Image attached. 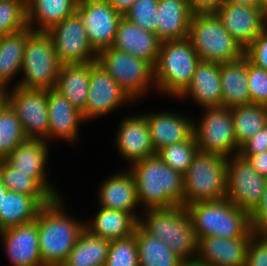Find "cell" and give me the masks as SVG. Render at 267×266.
Here are the masks:
<instances>
[{
	"label": "cell",
	"mask_w": 267,
	"mask_h": 266,
	"mask_svg": "<svg viewBox=\"0 0 267 266\" xmlns=\"http://www.w3.org/2000/svg\"><path fill=\"white\" fill-rule=\"evenodd\" d=\"M137 199L145 209L184 206L183 175L156 154L130 164Z\"/></svg>",
	"instance_id": "cell-1"
},
{
	"label": "cell",
	"mask_w": 267,
	"mask_h": 266,
	"mask_svg": "<svg viewBox=\"0 0 267 266\" xmlns=\"http://www.w3.org/2000/svg\"><path fill=\"white\" fill-rule=\"evenodd\" d=\"M64 201L61 196L54 198L39 209L35 219L44 266L65 262L85 230V222L67 215Z\"/></svg>",
	"instance_id": "cell-2"
},
{
	"label": "cell",
	"mask_w": 267,
	"mask_h": 266,
	"mask_svg": "<svg viewBox=\"0 0 267 266\" xmlns=\"http://www.w3.org/2000/svg\"><path fill=\"white\" fill-rule=\"evenodd\" d=\"M197 240L202 237L237 238L252 237L250 213L227 198L198 201L186 205Z\"/></svg>",
	"instance_id": "cell-3"
},
{
	"label": "cell",
	"mask_w": 267,
	"mask_h": 266,
	"mask_svg": "<svg viewBox=\"0 0 267 266\" xmlns=\"http://www.w3.org/2000/svg\"><path fill=\"white\" fill-rule=\"evenodd\" d=\"M138 225L149 235L166 243L184 261L197 258L198 240L185 206L145 209Z\"/></svg>",
	"instance_id": "cell-4"
},
{
	"label": "cell",
	"mask_w": 267,
	"mask_h": 266,
	"mask_svg": "<svg viewBox=\"0 0 267 266\" xmlns=\"http://www.w3.org/2000/svg\"><path fill=\"white\" fill-rule=\"evenodd\" d=\"M200 61L188 38L163 41L154 65L157 91L178 98L191 84Z\"/></svg>",
	"instance_id": "cell-5"
},
{
	"label": "cell",
	"mask_w": 267,
	"mask_h": 266,
	"mask_svg": "<svg viewBox=\"0 0 267 266\" xmlns=\"http://www.w3.org/2000/svg\"><path fill=\"white\" fill-rule=\"evenodd\" d=\"M187 38L204 61L225 64L245 55V50L227 32L215 13L193 14Z\"/></svg>",
	"instance_id": "cell-6"
},
{
	"label": "cell",
	"mask_w": 267,
	"mask_h": 266,
	"mask_svg": "<svg viewBox=\"0 0 267 266\" xmlns=\"http://www.w3.org/2000/svg\"><path fill=\"white\" fill-rule=\"evenodd\" d=\"M226 163V157L198 150L183 174L184 206L226 198Z\"/></svg>",
	"instance_id": "cell-7"
},
{
	"label": "cell",
	"mask_w": 267,
	"mask_h": 266,
	"mask_svg": "<svg viewBox=\"0 0 267 266\" xmlns=\"http://www.w3.org/2000/svg\"><path fill=\"white\" fill-rule=\"evenodd\" d=\"M61 64L54 44L47 32L33 31L27 27L20 79L15 86L28 89H55Z\"/></svg>",
	"instance_id": "cell-8"
},
{
	"label": "cell",
	"mask_w": 267,
	"mask_h": 266,
	"mask_svg": "<svg viewBox=\"0 0 267 266\" xmlns=\"http://www.w3.org/2000/svg\"><path fill=\"white\" fill-rule=\"evenodd\" d=\"M97 63L116 81L132 101L155 86L154 67L144 59L110 47L97 55ZM154 85V86H153Z\"/></svg>",
	"instance_id": "cell-9"
},
{
	"label": "cell",
	"mask_w": 267,
	"mask_h": 266,
	"mask_svg": "<svg viewBox=\"0 0 267 266\" xmlns=\"http://www.w3.org/2000/svg\"><path fill=\"white\" fill-rule=\"evenodd\" d=\"M205 112L200 122L193 123V134L198 149L229 157L239 152V146L234 135V124L231 108H203Z\"/></svg>",
	"instance_id": "cell-10"
},
{
	"label": "cell",
	"mask_w": 267,
	"mask_h": 266,
	"mask_svg": "<svg viewBox=\"0 0 267 266\" xmlns=\"http://www.w3.org/2000/svg\"><path fill=\"white\" fill-rule=\"evenodd\" d=\"M5 101L18 117L27 138L48 142V90L13 86L6 89Z\"/></svg>",
	"instance_id": "cell-11"
},
{
	"label": "cell",
	"mask_w": 267,
	"mask_h": 266,
	"mask_svg": "<svg viewBox=\"0 0 267 266\" xmlns=\"http://www.w3.org/2000/svg\"><path fill=\"white\" fill-rule=\"evenodd\" d=\"M226 198L251 213L259 204L267 178L258 174L239 153L227 157Z\"/></svg>",
	"instance_id": "cell-12"
},
{
	"label": "cell",
	"mask_w": 267,
	"mask_h": 266,
	"mask_svg": "<svg viewBox=\"0 0 267 266\" xmlns=\"http://www.w3.org/2000/svg\"><path fill=\"white\" fill-rule=\"evenodd\" d=\"M61 65L97 61V53L89 43L85 25L75 12L47 31Z\"/></svg>",
	"instance_id": "cell-13"
},
{
	"label": "cell",
	"mask_w": 267,
	"mask_h": 266,
	"mask_svg": "<svg viewBox=\"0 0 267 266\" xmlns=\"http://www.w3.org/2000/svg\"><path fill=\"white\" fill-rule=\"evenodd\" d=\"M76 12L83 20L89 43L97 54L112 47L123 16L108 0H78Z\"/></svg>",
	"instance_id": "cell-14"
},
{
	"label": "cell",
	"mask_w": 267,
	"mask_h": 266,
	"mask_svg": "<svg viewBox=\"0 0 267 266\" xmlns=\"http://www.w3.org/2000/svg\"><path fill=\"white\" fill-rule=\"evenodd\" d=\"M223 27L245 50L267 27V9L227 2L215 12Z\"/></svg>",
	"instance_id": "cell-15"
},
{
	"label": "cell",
	"mask_w": 267,
	"mask_h": 266,
	"mask_svg": "<svg viewBox=\"0 0 267 266\" xmlns=\"http://www.w3.org/2000/svg\"><path fill=\"white\" fill-rule=\"evenodd\" d=\"M130 102L132 100L109 73L97 61L92 62L87 104L82 112L83 119L87 121L95 117L100 118Z\"/></svg>",
	"instance_id": "cell-16"
},
{
	"label": "cell",
	"mask_w": 267,
	"mask_h": 266,
	"mask_svg": "<svg viewBox=\"0 0 267 266\" xmlns=\"http://www.w3.org/2000/svg\"><path fill=\"white\" fill-rule=\"evenodd\" d=\"M114 138L118 153L128 160L129 165L156 154L150 128L143 114L122 119Z\"/></svg>",
	"instance_id": "cell-17"
},
{
	"label": "cell",
	"mask_w": 267,
	"mask_h": 266,
	"mask_svg": "<svg viewBox=\"0 0 267 266\" xmlns=\"http://www.w3.org/2000/svg\"><path fill=\"white\" fill-rule=\"evenodd\" d=\"M0 238L13 266H44L35 221L1 230Z\"/></svg>",
	"instance_id": "cell-18"
},
{
	"label": "cell",
	"mask_w": 267,
	"mask_h": 266,
	"mask_svg": "<svg viewBox=\"0 0 267 266\" xmlns=\"http://www.w3.org/2000/svg\"><path fill=\"white\" fill-rule=\"evenodd\" d=\"M43 139L27 138L22 141L6 158L19 172L30 173L54 198L60 197L56 186L49 183L46 175L48 147Z\"/></svg>",
	"instance_id": "cell-19"
},
{
	"label": "cell",
	"mask_w": 267,
	"mask_h": 266,
	"mask_svg": "<svg viewBox=\"0 0 267 266\" xmlns=\"http://www.w3.org/2000/svg\"><path fill=\"white\" fill-rule=\"evenodd\" d=\"M251 238L202 237L196 259L210 266H245Z\"/></svg>",
	"instance_id": "cell-20"
},
{
	"label": "cell",
	"mask_w": 267,
	"mask_h": 266,
	"mask_svg": "<svg viewBox=\"0 0 267 266\" xmlns=\"http://www.w3.org/2000/svg\"><path fill=\"white\" fill-rule=\"evenodd\" d=\"M47 106L49 119L48 140L62 139L70 144L77 141L79 138V123L85 122L82 113L55 89L48 90Z\"/></svg>",
	"instance_id": "cell-21"
},
{
	"label": "cell",
	"mask_w": 267,
	"mask_h": 266,
	"mask_svg": "<svg viewBox=\"0 0 267 266\" xmlns=\"http://www.w3.org/2000/svg\"><path fill=\"white\" fill-rule=\"evenodd\" d=\"M161 43L155 33L141 29L123 16L118 23L112 47L144 59L154 67Z\"/></svg>",
	"instance_id": "cell-22"
},
{
	"label": "cell",
	"mask_w": 267,
	"mask_h": 266,
	"mask_svg": "<svg viewBox=\"0 0 267 266\" xmlns=\"http://www.w3.org/2000/svg\"><path fill=\"white\" fill-rule=\"evenodd\" d=\"M179 113L171 111L143 113L146 117L151 134L152 145L159 149L188 140L193 135L194 121Z\"/></svg>",
	"instance_id": "cell-23"
},
{
	"label": "cell",
	"mask_w": 267,
	"mask_h": 266,
	"mask_svg": "<svg viewBox=\"0 0 267 266\" xmlns=\"http://www.w3.org/2000/svg\"><path fill=\"white\" fill-rule=\"evenodd\" d=\"M187 96L203 108L222 107L220 64L201 60L194 71L191 84L178 98Z\"/></svg>",
	"instance_id": "cell-24"
},
{
	"label": "cell",
	"mask_w": 267,
	"mask_h": 266,
	"mask_svg": "<svg viewBox=\"0 0 267 266\" xmlns=\"http://www.w3.org/2000/svg\"><path fill=\"white\" fill-rule=\"evenodd\" d=\"M98 191L101 207L132 213L138 218L135 210L140 204L135 180L129 169L105 179Z\"/></svg>",
	"instance_id": "cell-25"
},
{
	"label": "cell",
	"mask_w": 267,
	"mask_h": 266,
	"mask_svg": "<svg viewBox=\"0 0 267 266\" xmlns=\"http://www.w3.org/2000/svg\"><path fill=\"white\" fill-rule=\"evenodd\" d=\"M192 15L188 0H159L156 35L162 42L187 38Z\"/></svg>",
	"instance_id": "cell-26"
},
{
	"label": "cell",
	"mask_w": 267,
	"mask_h": 266,
	"mask_svg": "<svg viewBox=\"0 0 267 266\" xmlns=\"http://www.w3.org/2000/svg\"><path fill=\"white\" fill-rule=\"evenodd\" d=\"M222 107L234 108L251 104L247 82V57L220 64Z\"/></svg>",
	"instance_id": "cell-27"
},
{
	"label": "cell",
	"mask_w": 267,
	"mask_h": 266,
	"mask_svg": "<svg viewBox=\"0 0 267 266\" xmlns=\"http://www.w3.org/2000/svg\"><path fill=\"white\" fill-rule=\"evenodd\" d=\"M138 219L132 213L100 207L94 219L85 222V230L109 241L124 239L134 234Z\"/></svg>",
	"instance_id": "cell-28"
},
{
	"label": "cell",
	"mask_w": 267,
	"mask_h": 266,
	"mask_svg": "<svg viewBox=\"0 0 267 266\" xmlns=\"http://www.w3.org/2000/svg\"><path fill=\"white\" fill-rule=\"evenodd\" d=\"M77 4L78 0H26L27 27L33 31L47 32L73 15Z\"/></svg>",
	"instance_id": "cell-29"
},
{
	"label": "cell",
	"mask_w": 267,
	"mask_h": 266,
	"mask_svg": "<svg viewBox=\"0 0 267 266\" xmlns=\"http://www.w3.org/2000/svg\"><path fill=\"white\" fill-rule=\"evenodd\" d=\"M92 62L61 65L55 90L65 96L81 113L88 98Z\"/></svg>",
	"instance_id": "cell-30"
},
{
	"label": "cell",
	"mask_w": 267,
	"mask_h": 266,
	"mask_svg": "<svg viewBox=\"0 0 267 266\" xmlns=\"http://www.w3.org/2000/svg\"><path fill=\"white\" fill-rule=\"evenodd\" d=\"M41 207L30 195L8 191L0 205V231L35 221Z\"/></svg>",
	"instance_id": "cell-31"
},
{
	"label": "cell",
	"mask_w": 267,
	"mask_h": 266,
	"mask_svg": "<svg viewBox=\"0 0 267 266\" xmlns=\"http://www.w3.org/2000/svg\"><path fill=\"white\" fill-rule=\"evenodd\" d=\"M26 40L27 27L18 32L0 36V84L5 89L21 72Z\"/></svg>",
	"instance_id": "cell-32"
},
{
	"label": "cell",
	"mask_w": 267,
	"mask_h": 266,
	"mask_svg": "<svg viewBox=\"0 0 267 266\" xmlns=\"http://www.w3.org/2000/svg\"><path fill=\"white\" fill-rule=\"evenodd\" d=\"M139 266H181L184 261L163 241L146 233L139 225L134 231Z\"/></svg>",
	"instance_id": "cell-33"
},
{
	"label": "cell",
	"mask_w": 267,
	"mask_h": 266,
	"mask_svg": "<svg viewBox=\"0 0 267 266\" xmlns=\"http://www.w3.org/2000/svg\"><path fill=\"white\" fill-rule=\"evenodd\" d=\"M0 180L8 191L30 195L41 206L54 199L30 173L19 172L6 159L0 160Z\"/></svg>",
	"instance_id": "cell-34"
},
{
	"label": "cell",
	"mask_w": 267,
	"mask_h": 266,
	"mask_svg": "<svg viewBox=\"0 0 267 266\" xmlns=\"http://www.w3.org/2000/svg\"><path fill=\"white\" fill-rule=\"evenodd\" d=\"M110 242L84 230L66 262L71 266H105Z\"/></svg>",
	"instance_id": "cell-35"
},
{
	"label": "cell",
	"mask_w": 267,
	"mask_h": 266,
	"mask_svg": "<svg viewBox=\"0 0 267 266\" xmlns=\"http://www.w3.org/2000/svg\"><path fill=\"white\" fill-rule=\"evenodd\" d=\"M234 135L240 147L256 132L267 125V106L248 104L231 108Z\"/></svg>",
	"instance_id": "cell-36"
},
{
	"label": "cell",
	"mask_w": 267,
	"mask_h": 266,
	"mask_svg": "<svg viewBox=\"0 0 267 266\" xmlns=\"http://www.w3.org/2000/svg\"><path fill=\"white\" fill-rule=\"evenodd\" d=\"M25 139L27 136L15 111L5 102L0 107V160L6 159Z\"/></svg>",
	"instance_id": "cell-37"
},
{
	"label": "cell",
	"mask_w": 267,
	"mask_h": 266,
	"mask_svg": "<svg viewBox=\"0 0 267 266\" xmlns=\"http://www.w3.org/2000/svg\"><path fill=\"white\" fill-rule=\"evenodd\" d=\"M198 146L194 134L186 141L165 146L156 152V155L169 167L182 175L191 165L198 152Z\"/></svg>",
	"instance_id": "cell-38"
},
{
	"label": "cell",
	"mask_w": 267,
	"mask_h": 266,
	"mask_svg": "<svg viewBox=\"0 0 267 266\" xmlns=\"http://www.w3.org/2000/svg\"><path fill=\"white\" fill-rule=\"evenodd\" d=\"M27 27L26 0H0V36Z\"/></svg>",
	"instance_id": "cell-39"
},
{
	"label": "cell",
	"mask_w": 267,
	"mask_h": 266,
	"mask_svg": "<svg viewBox=\"0 0 267 266\" xmlns=\"http://www.w3.org/2000/svg\"><path fill=\"white\" fill-rule=\"evenodd\" d=\"M105 266H139L135 234L110 242Z\"/></svg>",
	"instance_id": "cell-40"
},
{
	"label": "cell",
	"mask_w": 267,
	"mask_h": 266,
	"mask_svg": "<svg viewBox=\"0 0 267 266\" xmlns=\"http://www.w3.org/2000/svg\"><path fill=\"white\" fill-rule=\"evenodd\" d=\"M158 3L159 0H137L124 17L141 29L156 34Z\"/></svg>",
	"instance_id": "cell-41"
},
{
	"label": "cell",
	"mask_w": 267,
	"mask_h": 266,
	"mask_svg": "<svg viewBox=\"0 0 267 266\" xmlns=\"http://www.w3.org/2000/svg\"><path fill=\"white\" fill-rule=\"evenodd\" d=\"M247 82L251 103L267 106V71L251 63L248 58Z\"/></svg>",
	"instance_id": "cell-42"
},
{
	"label": "cell",
	"mask_w": 267,
	"mask_h": 266,
	"mask_svg": "<svg viewBox=\"0 0 267 266\" xmlns=\"http://www.w3.org/2000/svg\"><path fill=\"white\" fill-rule=\"evenodd\" d=\"M245 266H267V233H255L252 236Z\"/></svg>",
	"instance_id": "cell-43"
},
{
	"label": "cell",
	"mask_w": 267,
	"mask_h": 266,
	"mask_svg": "<svg viewBox=\"0 0 267 266\" xmlns=\"http://www.w3.org/2000/svg\"><path fill=\"white\" fill-rule=\"evenodd\" d=\"M248 60L267 71V27L245 49Z\"/></svg>",
	"instance_id": "cell-44"
},
{
	"label": "cell",
	"mask_w": 267,
	"mask_h": 266,
	"mask_svg": "<svg viewBox=\"0 0 267 266\" xmlns=\"http://www.w3.org/2000/svg\"><path fill=\"white\" fill-rule=\"evenodd\" d=\"M267 150V125L256 132L239 148L240 155H257Z\"/></svg>",
	"instance_id": "cell-45"
},
{
	"label": "cell",
	"mask_w": 267,
	"mask_h": 266,
	"mask_svg": "<svg viewBox=\"0 0 267 266\" xmlns=\"http://www.w3.org/2000/svg\"><path fill=\"white\" fill-rule=\"evenodd\" d=\"M251 225L256 233H267V180L261 200L250 213Z\"/></svg>",
	"instance_id": "cell-46"
},
{
	"label": "cell",
	"mask_w": 267,
	"mask_h": 266,
	"mask_svg": "<svg viewBox=\"0 0 267 266\" xmlns=\"http://www.w3.org/2000/svg\"><path fill=\"white\" fill-rule=\"evenodd\" d=\"M225 0H188L192 14L215 13Z\"/></svg>",
	"instance_id": "cell-47"
},
{
	"label": "cell",
	"mask_w": 267,
	"mask_h": 266,
	"mask_svg": "<svg viewBox=\"0 0 267 266\" xmlns=\"http://www.w3.org/2000/svg\"><path fill=\"white\" fill-rule=\"evenodd\" d=\"M248 159L252 168L261 176L267 178V150L257 155H241Z\"/></svg>",
	"instance_id": "cell-48"
},
{
	"label": "cell",
	"mask_w": 267,
	"mask_h": 266,
	"mask_svg": "<svg viewBox=\"0 0 267 266\" xmlns=\"http://www.w3.org/2000/svg\"><path fill=\"white\" fill-rule=\"evenodd\" d=\"M111 6L122 16L131 8L137 0H108Z\"/></svg>",
	"instance_id": "cell-49"
},
{
	"label": "cell",
	"mask_w": 267,
	"mask_h": 266,
	"mask_svg": "<svg viewBox=\"0 0 267 266\" xmlns=\"http://www.w3.org/2000/svg\"><path fill=\"white\" fill-rule=\"evenodd\" d=\"M227 2L241 4L244 6H262L260 0H226Z\"/></svg>",
	"instance_id": "cell-50"
},
{
	"label": "cell",
	"mask_w": 267,
	"mask_h": 266,
	"mask_svg": "<svg viewBox=\"0 0 267 266\" xmlns=\"http://www.w3.org/2000/svg\"><path fill=\"white\" fill-rule=\"evenodd\" d=\"M181 266H210V265L205 264L197 259H194V260L183 261Z\"/></svg>",
	"instance_id": "cell-51"
},
{
	"label": "cell",
	"mask_w": 267,
	"mask_h": 266,
	"mask_svg": "<svg viewBox=\"0 0 267 266\" xmlns=\"http://www.w3.org/2000/svg\"><path fill=\"white\" fill-rule=\"evenodd\" d=\"M8 192V190L6 189V187L3 185V183L0 180V205L2 202V199L4 197V195Z\"/></svg>",
	"instance_id": "cell-52"
},
{
	"label": "cell",
	"mask_w": 267,
	"mask_h": 266,
	"mask_svg": "<svg viewBox=\"0 0 267 266\" xmlns=\"http://www.w3.org/2000/svg\"><path fill=\"white\" fill-rule=\"evenodd\" d=\"M6 89L0 84V103H5Z\"/></svg>",
	"instance_id": "cell-53"
},
{
	"label": "cell",
	"mask_w": 267,
	"mask_h": 266,
	"mask_svg": "<svg viewBox=\"0 0 267 266\" xmlns=\"http://www.w3.org/2000/svg\"><path fill=\"white\" fill-rule=\"evenodd\" d=\"M48 266H71L70 264H68L66 261L65 262H60V263H54V264H50Z\"/></svg>",
	"instance_id": "cell-54"
},
{
	"label": "cell",
	"mask_w": 267,
	"mask_h": 266,
	"mask_svg": "<svg viewBox=\"0 0 267 266\" xmlns=\"http://www.w3.org/2000/svg\"><path fill=\"white\" fill-rule=\"evenodd\" d=\"M261 1V5L267 9V0H260Z\"/></svg>",
	"instance_id": "cell-55"
}]
</instances>
